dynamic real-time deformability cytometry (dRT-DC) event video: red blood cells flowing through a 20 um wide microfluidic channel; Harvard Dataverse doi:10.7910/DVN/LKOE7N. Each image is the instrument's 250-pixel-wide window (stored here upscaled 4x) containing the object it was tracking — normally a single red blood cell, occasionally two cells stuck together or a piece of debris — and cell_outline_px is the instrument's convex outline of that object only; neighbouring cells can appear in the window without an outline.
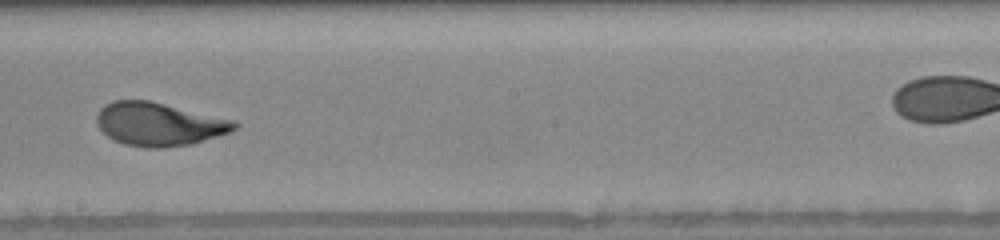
{"species": "human", "species_latin": "Homo sapiens", "temperature_condition": "warm", "stored_images_in_passage": 22, "camera_frame_rate_fps": 3000, "um_per_image_px": 0.085, "donor": {"sex": "female"}, "frame": {"image": 1, "passage_image": 19, "time_ms": 10.333, "image_size_px": [1000, 240], "cell_outline_px": [[240, 124], [236, 128], [228, 132], [192, 144], [160, 148], [148, 148], [124, 144], [112, 140], [96, 124], [96, 116], [100, 108], [104, 104], [112, 100], [148, 100], [236, 120]], "centroid_in_image_um": [13.49, 10.54], "position_along_channel_um": 234.7, "area_um2": 34.85}}